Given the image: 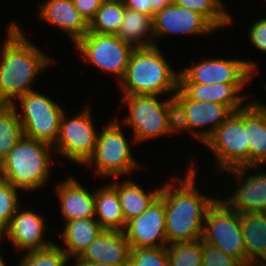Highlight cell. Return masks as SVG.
<instances>
[{"label": "cell", "instance_id": "24", "mask_svg": "<svg viewBox=\"0 0 266 266\" xmlns=\"http://www.w3.org/2000/svg\"><path fill=\"white\" fill-rule=\"evenodd\" d=\"M63 230L59 235L65 246L61 249L72 259L79 257L103 229L94 217H90L67 221Z\"/></svg>", "mask_w": 266, "mask_h": 266}, {"label": "cell", "instance_id": "1", "mask_svg": "<svg viewBox=\"0 0 266 266\" xmlns=\"http://www.w3.org/2000/svg\"><path fill=\"white\" fill-rule=\"evenodd\" d=\"M189 166L185 177H172L174 181L161 186L168 245L201 239L206 212L217 199L198 190L196 167Z\"/></svg>", "mask_w": 266, "mask_h": 266}, {"label": "cell", "instance_id": "17", "mask_svg": "<svg viewBox=\"0 0 266 266\" xmlns=\"http://www.w3.org/2000/svg\"><path fill=\"white\" fill-rule=\"evenodd\" d=\"M250 168L239 167L225 171L233 174L239 183L238 188L222 200L239 214L266 213V171L257 170L253 175L251 173L246 175V171Z\"/></svg>", "mask_w": 266, "mask_h": 266}, {"label": "cell", "instance_id": "36", "mask_svg": "<svg viewBox=\"0 0 266 266\" xmlns=\"http://www.w3.org/2000/svg\"><path fill=\"white\" fill-rule=\"evenodd\" d=\"M250 43L260 52L266 53V18H259L248 29Z\"/></svg>", "mask_w": 266, "mask_h": 266}, {"label": "cell", "instance_id": "20", "mask_svg": "<svg viewBox=\"0 0 266 266\" xmlns=\"http://www.w3.org/2000/svg\"><path fill=\"white\" fill-rule=\"evenodd\" d=\"M55 187L61 215L66 222L95 216L94 192L90 193L73 176H68Z\"/></svg>", "mask_w": 266, "mask_h": 266}, {"label": "cell", "instance_id": "10", "mask_svg": "<svg viewBox=\"0 0 266 266\" xmlns=\"http://www.w3.org/2000/svg\"><path fill=\"white\" fill-rule=\"evenodd\" d=\"M173 99L176 133L188 131L195 136V141L198 139L202 145L234 112L229 106L221 103L190 100L180 90ZM205 126L208 127L204 128Z\"/></svg>", "mask_w": 266, "mask_h": 266}, {"label": "cell", "instance_id": "16", "mask_svg": "<svg viewBox=\"0 0 266 266\" xmlns=\"http://www.w3.org/2000/svg\"><path fill=\"white\" fill-rule=\"evenodd\" d=\"M42 215L30 209L21 210V206L11 218L9 225L0 234L1 239L7 238L17 251H37L51 246L53 240H45L47 229ZM50 241V242H49Z\"/></svg>", "mask_w": 266, "mask_h": 266}, {"label": "cell", "instance_id": "37", "mask_svg": "<svg viewBox=\"0 0 266 266\" xmlns=\"http://www.w3.org/2000/svg\"><path fill=\"white\" fill-rule=\"evenodd\" d=\"M76 9L88 23L95 17L104 0H72Z\"/></svg>", "mask_w": 266, "mask_h": 266}, {"label": "cell", "instance_id": "28", "mask_svg": "<svg viewBox=\"0 0 266 266\" xmlns=\"http://www.w3.org/2000/svg\"><path fill=\"white\" fill-rule=\"evenodd\" d=\"M125 9L123 0H104L95 17L89 23V32L116 35Z\"/></svg>", "mask_w": 266, "mask_h": 266}, {"label": "cell", "instance_id": "33", "mask_svg": "<svg viewBox=\"0 0 266 266\" xmlns=\"http://www.w3.org/2000/svg\"><path fill=\"white\" fill-rule=\"evenodd\" d=\"M18 189L0 177V234L9 225L19 204Z\"/></svg>", "mask_w": 266, "mask_h": 266}, {"label": "cell", "instance_id": "7", "mask_svg": "<svg viewBox=\"0 0 266 266\" xmlns=\"http://www.w3.org/2000/svg\"><path fill=\"white\" fill-rule=\"evenodd\" d=\"M21 110L16 102L12 104L23 129V136L40 140L50 145L57 141L64 109L50 97L38 91H31L19 97Z\"/></svg>", "mask_w": 266, "mask_h": 266}, {"label": "cell", "instance_id": "19", "mask_svg": "<svg viewBox=\"0 0 266 266\" xmlns=\"http://www.w3.org/2000/svg\"><path fill=\"white\" fill-rule=\"evenodd\" d=\"M130 250L124 231L103 229L78 258L86 262L129 266Z\"/></svg>", "mask_w": 266, "mask_h": 266}, {"label": "cell", "instance_id": "40", "mask_svg": "<svg viewBox=\"0 0 266 266\" xmlns=\"http://www.w3.org/2000/svg\"><path fill=\"white\" fill-rule=\"evenodd\" d=\"M156 11L163 9L171 4L170 0H149Z\"/></svg>", "mask_w": 266, "mask_h": 266}, {"label": "cell", "instance_id": "4", "mask_svg": "<svg viewBox=\"0 0 266 266\" xmlns=\"http://www.w3.org/2000/svg\"><path fill=\"white\" fill-rule=\"evenodd\" d=\"M53 146L23 136L0 165V177L18 190L29 193L47 184L51 173ZM51 158V159H50Z\"/></svg>", "mask_w": 266, "mask_h": 266}, {"label": "cell", "instance_id": "22", "mask_svg": "<svg viewBox=\"0 0 266 266\" xmlns=\"http://www.w3.org/2000/svg\"><path fill=\"white\" fill-rule=\"evenodd\" d=\"M245 106V131L250 147L251 170L266 163V105L258 100H247Z\"/></svg>", "mask_w": 266, "mask_h": 266}, {"label": "cell", "instance_id": "13", "mask_svg": "<svg viewBox=\"0 0 266 266\" xmlns=\"http://www.w3.org/2000/svg\"><path fill=\"white\" fill-rule=\"evenodd\" d=\"M256 69V63L244 59H203L180 70L179 83L248 85Z\"/></svg>", "mask_w": 266, "mask_h": 266}, {"label": "cell", "instance_id": "18", "mask_svg": "<svg viewBox=\"0 0 266 266\" xmlns=\"http://www.w3.org/2000/svg\"><path fill=\"white\" fill-rule=\"evenodd\" d=\"M38 14L43 22L65 32L75 45L89 32V23L74 6L72 0H45Z\"/></svg>", "mask_w": 266, "mask_h": 266}, {"label": "cell", "instance_id": "15", "mask_svg": "<svg viewBox=\"0 0 266 266\" xmlns=\"http://www.w3.org/2000/svg\"><path fill=\"white\" fill-rule=\"evenodd\" d=\"M218 29L202 14L170 4L153 17L154 39L167 35H208ZM158 36V37H157Z\"/></svg>", "mask_w": 266, "mask_h": 266}, {"label": "cell", "instance_id": "29", "mask_svg": "<svg viewBox=\"0 0 266 266\" xmlns=\"http://www.w3.org/2000/svg\"><path fill=\"white\" fill-rule=\"evenodd\" d=\"M23 137V129L12 105H0V165Z\"/></svg>", "mask_w": 266, "mask_h": 266}, {"label": "cell", "instance_id": "26", "mask_svg": "<svg viewBox=\"0 0 266 266\" xmlns=\"http://www.w3.org/2000/svg\"><path fill=\"white\" fill-rule=\"evenodd\" d=\"M110 182V184L117 190L120 204L126 223L132 218L138 217L143 213L151 202L160 194L161 187H156L150 191L136 184L132 180H124L121 183Z\"/></svg>", "mask_w": 266, "mask_h": 266}, {"label": "cell", "instance_id": "35", "mask_svg": "<svg viewBox=\"0 0 266 266\" xmlns=\"http://www.w3.org/2000/svg\"><path fill=\"white\" fill-rule=\"evenodd\" d=\"M202 266H244L237 258L202 241Z\"/></svg>", "mask_w": 266, "mask_h": 266}, {"label": "cell", "instance_id": "32", "mask_svg": "<svg viewBox=\"0 0 266 266\" xmlns=\"http://www.w3.org/2000/svg\"><path fill=\"white\" fill-rule=\"evenodd\" d=\"M21 256L18 266H67L70 260L56 243L44 249L23 253Z\"/></svg>", "mask_w": 266, "mask_h": 266}, {"label": "cell", "instance_id": "21", "mask_svg": "<svg viewBox=\"0 0 266 266\" xmlns=\"http://www.w3.org/2000/svg\"><path fill=\"white\" fill-rule=\"evenodd\" d=\"M246 84L179 83V90L190 100L215 102L229 106L234 112L243 109L248 96L241 95ZM242 104L244 106H242Z\"/></svg>", "mask_w": 266, "mask_h": 266}, {"label": "cell", "instance_id": "2", "mask_svg": "<svg viewBox=\"0 0 266 266\" xmlns=\"http://www.w3.org/2000/svg\"><path fill=\"white\" fill-rule=\"evenodd\" d=\"M6 36L0 52V105L35 91L31 84L54 61L26 38L17 22H10Z\"/></svg>", "mask_w": 266, "mask_h": 266}, {"label": "cell", "instance_id": "31", "mask_svg": "<svg viewBox=\"0 0 266 266\" xmlns=\"http://www.w3.org/2000/svg\"><path fill=\"white\" fill-rule=\"evenodd\" d=\"M168 266H202V239L167 245Z\"/></svg>", "mask_w": 266, "mask_h": 266}, {"label": "cell", "instance_id": "41", "mask_svg": "<svg viewBox=\"0 0 266 266\" xmlns=\"http://www.w3.org/2000/svg\"><path fill=\"white\" fill-rule=\"evenodd\" d=\"M3 259L4 258L1 256V253H0V266H7V265H5V262Z\"/></svg>", "mask_w": 266, "mask_h": 266}, {"label": "cell", "instance_id": "14", "mask_svg": "<svg viewBox=\"0 0 266 266\" xmlns=\"http://www.w3.org/2000/svg\"><path fill=\"white\" fill-rule=\"evenodd\" d=\"M123 231L130 248L167 247L163 198L158 195L143 213L126 223Z\"/></svg>", "mask_w": 266, "mask_h": 266}, {"label": "cell", "instance_id": "11", "mask_svg": "<svg viewBox=\"0 0 266 266\" xmlns=\"http://www.w3.org/2000/svg\"><path fill=\"white\" fill-rule=\"evenodd\" d=\"M90 106L84 107L81 112L70 119L65 111L61 118L60 131L57 141L53 145L56 154H62L68 160L82 166L93 155L98 129L93 122ZM97 130V131H96Z\"/></svg>", "mask_w": 266, "mask_h": 266}, {"label": "cell", "instance_id": "34", "mask_svg": "<svg viewBox=\"0 0 266 266\" xmlns=\"http://www.w3.org/2000/svg\"><path fill=\"white\" fill-rule=\"evenodd\" d=\"M129 266H168L167 247L131 248Z\"/></svg>", "mask_w": 266, "mask_h": 266}, {"label": "cell", "instance_id": "38", "mask_svg": "<svg viewBox=\"0 0 266 266\" xmlns=\"http://www.w3.org/2000/svg\"><path fill=\"white\" fill-rule=\"evenodd\" d=\"M126 8L136 10L140 13L154 17L156 10L149 0H123Z\"/></svg>", "mask_w": 266, "mask_h": 266}, {"label": "cell", "instance_id": "6", "mask_svg": "<svg viewBox=\"0 0 266 266\" xmlns=\"http://www.w3.org/2000/svg\"><path fill=\"white\" fill-rule=\"evenodd\" d=\"M114 118L101 131L99 130L93 155L85 165H93L97 175L114 177L116 180L121 175H129L139 167V162L133 157L123 130L122 124Z\"/></svg>", "mask_w": 266, "mask_h": 266}, {"label": "cell", "instance_id": "23", "mask_svg": "<svg viewBox=\"0 0 266 266\" xmlns=\"http://www.w3.org/2000/svg\"><path fill=\"white\" fill-rule=\"evenodd\" d=\"M246 266L266 263V213H241Z\"/></svg>", "mask_w": 266, "mask_h": 266}, {"label": "cell", "instance_id": "12", "mask_svg": "<svg viewBox=\"0 0 266 266\" xmlns=\"http://www.w3.org/2000/svg\"><path fill=\"white\" fill-rule=\"evenodd\" d=\"M80 56L96 68L112 73L120 81L134 48L116 35L88 32L74 45Z\"/></svg>", "mask_w": 266, "mask_h": 266}, {"label": "cell", "instance_id": "9", "mask_svg": "<svg viewBox=\"0 0 266 266\" xmlns=\"http://www.w3.org/2000/svg\"><path fill=\"white\" fill-rule=\"evenodd\" d=\"M201 239L204 243L237 258L246 266L240 214L220 198H217L206 212Z\"/></svg>", "mask_w": 266, "mask_h": 266}, {"label": "cell", "instance_id": "39", "mask_svg": "<svg viewBox=\"0 0 266 266\" xmlns=\"http://www.w3.org/2000/svg\"><path fill=\"white\" fill-rule=\"evenodd\" d=\"M75 259H76L75 265L73 264L71 266H115V265L108 264V263L86 262V261L80 260L78 257Z\"/></svg>", "mask_w": 266, "mask_h": 266}, {"label": "cell", "instance_id": "8", "mask_svg": "<svg viewBox=\"0 0 266 266\" xmlns=\"http://www.w3.org/2000/svg\"><path fill=\"white\" fill-rule=\"evenodd\" d=\"M215 156L221 171L250 167V147L245 131V107L233 112L203 144Z\"/></svg>", "mask_w": 266, "mask_h": 266}, {"label": "cell", "instance_id": "30", "mask_svg": "<svg viewBox=\"0 0 266 266\" xmlns=\"http://www.w3.org/2000/svg\"><path fill=\"white\" fill-rule=\"evenodd\" d=\"M173 5H180L205 16L217 29L232 25L231 14L224 8L222 0H170ZM225 9V10H224Z\"/></svg>", "mask_w": 266, "mask_h": 266}, {"label": "cell", "instance_id": "3", "mask_svg": "<svg viewBox=\"0 0 266 266\" xmlns=\"http://www.w3.org/2000/svg\"><path fill=\"white\" fill-rule=\"evenodd\" d=\"M164 56L158 45L134 48L119 81L123 95L172 93L173 97L179 90V71H174Z\"/></svg>", "mask_w": 266, "mask_h": 266}, {"label": "cell", "instance_id": "27", "mask_svg": "<svg viewBox=\"0 0 266 266\" xmlns=\"http://www.w3.org/2000/svg\"><path fill=\"white\" fill-rule=\"evenodd\" d=\"M116 36H118L123 42L131 45L133 48L157 45L156 41L152 40L154 39L153 18L128 8L125 9L121 25Z\"/></svg>", "mask_w": 266, "mask_h": 266}, {"label": "cell", "instance_id": "5", "mask_svg": "<svg viewBox=\"0 0 266 266\" xmlns=\"http://www.w3.org/2000/svg\"><path fill=\"white\" fill-rule=\"evenodd\" d=\"M156 95H123L120 101L128 107L124 124L133 129V140L145 141L175 131V103L172 95L158 100Z\"/></svg>", "mask_w": 266, "mask_h": 266}, {"label": "cell", "instance_id": "25", "mask_svg": "<svg viewBox=\"0 0 266 266\" xmlns=\"http://www.w3.org/2000/svg\"><path fill=\"white\" fill-rule=\"evenodd\" d=\"M95 216L105 230L123 231L125 219L117 190L109 183L94 192Z\"/></svg>", "mask_w": 266, "mask_h": 266}, {"label": "cell", "instance_id": "42", "mask_svg": "<svg viewBox=\"0 0 266 266\" xmlns=\"http://www.w3.org/2000/svg\"><path fill=\"white\" fill-rule=\"evenodd\" d=\"M249 266H266V263L265 264H250Z\"/></svg>", "mask_w": 266, "mask_h": 266}]
</instances>
